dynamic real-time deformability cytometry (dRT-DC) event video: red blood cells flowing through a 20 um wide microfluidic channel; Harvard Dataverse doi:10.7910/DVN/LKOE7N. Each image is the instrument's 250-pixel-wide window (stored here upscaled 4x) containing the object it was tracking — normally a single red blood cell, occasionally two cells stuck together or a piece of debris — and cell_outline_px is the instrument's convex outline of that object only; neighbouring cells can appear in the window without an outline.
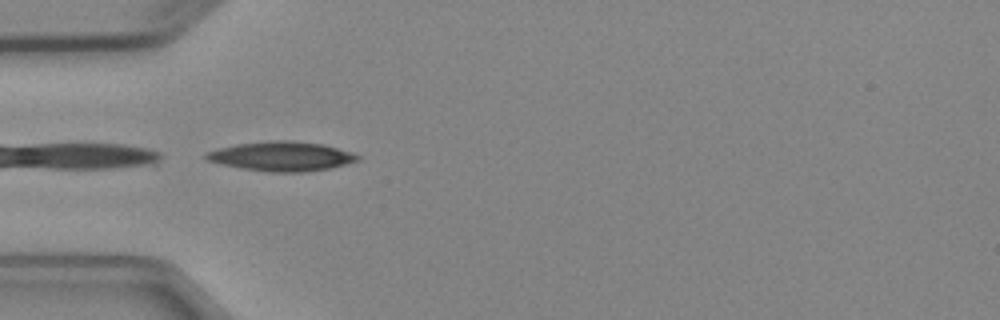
{"species": "Egyptian fruit bat (a non-hibernating species)", "species_latin": "Rousettus aegyptiacus", "temperature_condition": "cold", "stored_images_in_passage": 5, "camera_frame_rate_fps": 3000, "um_per_image_px": 0.085, "animal": {"sex": "female"}, "frame": {"image": 1, "passage_image": 4, "time_ms": 3.333, "image_size_px": [1000, 320], "cell_outline_px": [[360, 160], [332, 168], [304, 172], [268, 172], [240, 168], [220, 164], [208, 160], [204, 156], [204, 152], [236, 144], [276, 140], [288, 140], [324, 144], [352, 152], [360, 156]], "centroid_in_image_um": [23.95, 13.29], "position_along_channel_um": 61.0, "area_um2": 26.13}}